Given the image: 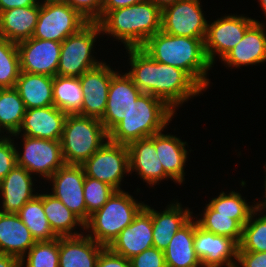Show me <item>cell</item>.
Masks as SVG:
<instances>
[{"instance_id": "49", "label": "cell", "mask_w": 266, "mask_h": 267, "mask_svg": "<svg viewBox=\"0 0 266 267\" xmlns=\"http://www.w3.org/2000/svg\"><path fill=\"white\" fill-rule=\"evenodd\" d=\"M265 171H266V167H265ZM264 186H265V196L264 197L266 199V178H265V185ZM264 201L265 202H260L259 204L254 205L256 212H260L262 209H265L266 208V200H264ZM264 216H266V215H264Z\"/></svg>"}, {"instance_id": "26", "label": "cell", "mask_w": 266, "mask_h": 267, "mask_svg": "<svg viewBox=\"0 0 266 267\" xmlns=\"http://www.w3.org/2000/svg\"><path fill=\"white\" fill-rule=\"evenodd\" d=\"M191 214L178 202L168 205L162 213L152 209L153 247L164 251L175 233L192 218Z\"/></svg>"}, {"instance_id": "35", "label": "cell", "mask_w": 266, "mask_h": 267, "mask_svg": "<svg viewBox=\"0 0 266 267\" xmlns=\"http://www.w3.org/2000/svg\"><path fill=\"white\" fill-rule=\"evenodd\" d=\"M20 71L17 43L0 37V89L15 88Z\"/></svg>"}, {"instance_id": "20", "label": "cell", "mask_w": 266, "mask_h": 267, "mask_svg": "<svg viewBox=\"0 0 266 267\" xmlns=\"http://www.w3.org/2000/svg\"><path fill=\"white\" fill-rule=\"evenodd\" d=\"M129 151V172L136 170L149 185L170 178L164 171L156 152L154 134L127 145Z\"/></svg>"}, {"instance_id": "34", "label": "cell", "mask_w": 266, "mask_h": 267, "mask_svg": "<svg viewBox=\"0 0 266 267\" xmlns=\"http://www.w3.org/2000/svg\"><path fill=\"white\" fill-rule=\"evenodd\" d=\"M26 107L15 88L0 89V128L10 135L19 131Z\"/></svg>"}, {"instance_id": "14", "label": "cell", "mask_w": 266, "mask_h": 267, "mask_svg": "<svg viewBox=\"0 0 266 267\" xmlns=\"http://www.w3.org/2000/svg\"><path fill=\"white\" fill-rule=\"evenodd\" d=\"M20 70L32 74L57 75L61 43L31 37L17 43Z\"/></svg>"}, {"instance_id": "18", "label": "cell", "mask_w": 266, "mask_h": 267, "mask_svg": "<svg viewBox=\"0 0 266 267\" xmlns=\"http://www.w3.org/2000/svg\"><path fill=\"white\" fill-rule=\"evenodd\" d=\"M142 94L132 78L117 72L112 76L103 117L100 119L109 133L128 113L133 102Z\"/></svg>"}, {"instance_id": "39", "label": "cell", "mask_w": 266, "mask_h": 267, "mask_svg": "<svg viewBox=\"0 0 266 267\" xmlns=\"http://www.w3.org/2000/svg\"><path fill=\"white\" fill-rule=\"evenodd\" d=\"M209 205L220 214L225 215H251L255 207L249 206L241 194L230 192L228 195L220 193L217 198H212Z\"/></svg>"}, {"instance_id": "32", "label": "cell", "mask_w": 266, "mask_h": 267, "mask_svg": "<svg viewBox=\"0 0 266 267\" xmlns=\"http://www.w3.org/2000/svg\"><path fill=\"white\" fill-rule=\"evenodd\" d=\"M17 215L31 232L36 242L52 241L58 236L53 232L43 209V194L27 201Z\"/></svg>"}, {"instance_id": "7", "label": "cell", "mask_w": 266, "mask_h": 267, "mask_svg": "<svg viewBox=\"0 0 266 267\" xmlns=\"http://www.w3.org/2000/svg\"><path fill=\"white\" fill-rule=\"evenodd\" d=\"M99 33V24L89 22L79 32L67 37L61 43L57 75L80 77L86 71L100 65L102 62L96 61L91 55L95 38Z\"/></svg>"}, {"instance_id": "1", "label": "cell", "mask_w": 266, "mask_h": 267, "mask_svg": "<svg viewBox=\"0 0 266 267\" xmlns=\"http://www.w3.org/2000/svg\"><path fill=\"white\" fill-rule=\"evenodd\" d=\"M131 71L127 74L142 93L165 101L173 110L204 89L184 70L150 57L141 47L126 48Z\"/></svg>"}, {"instance_id": "24", "label": "cell", "mask_w": 266, "mask_h": 267, "mask_svg": "<svg viewBox=\"0 0 266 267\" xmlns=\"http://www.w3.org/2000/svg\"><path fill=\"white\" fill-rule=\"evenodd\" d=\"M31 174L23 167L16 166L1 180L0 191L3 199V213H17L22 206L33 199Z\"/></svg>"}, {"instance_id": "8", "label": "cell", "mask_w": 266, "mask_h": 267, "mask_svg": "<svg viewBox=\"0 0 266 267\" xmlns=\"http://www.w3.org/2000/svg\"><path fill=\"white\" fill-rule=\"evenodd\" d=\"M89 21L66 2L41 3L33 38L62 43Z\"/></svg>"}, {"instance_id": "38", "label": "cell", "mask_w": 266, "mask_h": 267, "mask_svg": "<svg viewBox=\"0 0 266 267\" xmlns=\"http://www.w3.org/2000/svg\"><path fill=\"white\" fill-rule=\"evenodd\" d=\"M83 190L86 209L89 215L99 210L116 191L110 185L86 175Z\"/></svg>"}, {"instance_id": "33", "label": "cell", "mask_w": 266, "mask_h": 267, "mask_svg": "<svg viewBox=\"0 0 266 267\" xmlns=\"http://www.w3.org/2000/svg\"><path fill=\"white\" fill-rule=\"evenodd\" d=\"M83 92L79 77H53L54 106L67 114H78L82 108Z\"/></svg>"}, {"instance_id": "16", "label": "cell", "mask_w": 266, "mask_h": 267, "mask_svg": "<svg viewBox=\"0 0 266 267\" xmlns=\"http://www.w3.org/2000/svg\"><path fill=\"white\" fill-rule=\"evenodd\" d=\"M238 247L233 239L208 232L194 221V248L202 267L236 266Z\"/></svg>"}, {"instance_id": "29", "label": "cell", "mask_w": 266, "mask_h": 267, "mask_svg": "<svg viewBox=\"0 0 266 267\" xmlns=\"http://www.w3.org/2000/svg\"><path fill=\"white\" fill-rule=\"evenodd\" d=\"M166 267H202L194 248V222L191 218L172 237L164 250Z\"/></svg>"}, {"instance_id": "50", "label": "cell", "mask_w": 266, "mask_h": 267, "mask_svg": "<svg viewBox=\"0 0 266 267\" xmlns=\"http://www.w3.org/2000/svg\"><path fill=\"white\" fill-rule=\"evenodd\" d=\"M260 1V5L264 11V14L266 16V0H259Z\"/></svg>"}, {"instance_id": "46", "label": "cell", "mask_w": 266, "mask_h": 267, "mask_svg": "<svg viewBox=\"0 0 266 267\" xmlns=\"http://www.w3.org/2000/svg\"><path fill=\"white\" fill-rule=\"evenodd\" d=\"M37 0H0L1 11H6L18 7H30L38 3Z\"/></svg>"}, {"instance_id": "45", "label": "cell", "mask_w": 266, "mask_h": 267, "mask_svg": "<svg viewBox=\"0 0 266 267\" xmlns=\"http://www.w3.org/2000/svg\"><path fill=\"white\" fill-rule=\"evenodd\" d=\"M146 0H105L102 7V17L110 10L128 7Z\"/></svg>"}, {"instance_id": "3", "label": "cell", "mask_w": 266, "mask_h": 267, "mask_svg": "<svg viewBox=\"0 0 266 267\" xmlns=\"http://www.w3.org/2000/svg\"><path fill=\"white\" fill-rule=\"evenodd\" d=\"M162 10L146 0L128 7L108 11L97 23L101 33L113 35L125 48L142 47L161 30Z\"/></svg>"}, {"instance_id": "52", "label": "cell", "mask_w": 266, "mask_h": 267, "mask_svg": "<svg viewBox=\"0 0 266 267\" xmlns=\"http://www.w3.org/2000/svg\"><path fill=\"white\" fill-rule=\"evenodd\" d=\"M1 131H2V130H1V128H0V133H1ZM4 138H5V136H4V137L2 136V138H1V136H0V142H1Z\"/></svg>"}, {"instance_id": "6", "label": "cell", "mask_w": 266, "mask_h": 267, "mask_svg": "<svg viewBox=\"0 0 266 267\" xmlns=\"http://www.w3.org/2000/svg\"><path fill=\"white\" fill-rule=\"evenodd\" d=\"M145 206L138 203L128 192L115 191L108 201L96 212L90 215L85 223L88 234L97 243L108 247L118 234L130 225L135 216ZM93 235V236H92Z\"/></svg>"}, {"instance_id": "25", "label": "cell", "mask_w": 266, "mask_h": 267, "mask_svg": "<svg viewBox=\"0 0 266 267\" xmlns=\"http://www.w3.org/2000/svg\"><path fill=\"white\" fill-rule=\"evenodd\" d=\"M40 2L30 7L12 8L1 12L0 37L14 43L30 39L39 17Z\"/></svg>"}, {"instance_id": "42", "label": "cell", "mask_w": 266, "mask_h": 267, "mask_svg": "<svg viewBox=\"0 0 266 267\" xmlns=\"http://www.w3.org/2000/svg\"><path fill=\"white\" fill-rule=\"evenodd\" d=\"M10 137L0 142V182L16 166V147Z\"/></svg>"}, {"instance_id": "2", "label": "cell", "mask_w": 266, "mask_h": 267, "mask_svg": "<svg viewBox=\"0 0 266 267\" xmlns=\"http://www.w3.org/2000/svg\"><path fill=\"white\" fill-rule=\"evenodd\" d=\"M141 48L155 61L184 70L203 89L209 85L206 75L212 65L202 39L169 35L160 30Z\"/></svg>"}, {"instance_id": "15", "label": "cell", "mask_w": 266, "mask_h": 267, "mask_svg": "<svg viewBox=\"0 0 266 267\" xmlns=\"http://www.w3.org/2000/svg\"><path fill=\"white\" fill-rule=\"evenodd\" d=\"M153 247L152 209L145 205L108 248L128 260Z\"/></svg>"}, {"instance_id": "10", "label": "cell", "mask_w": 266, "mask_h": 267, "mask_svg": "<svg viewBox=\"0 0 266 267\" xmlns=\"http://www.w3.org/2000/svg\"><path fill=\"white\" fill-rule=\"evenodd\" d=\"M202 12L199 0H178L162 9L161 31L204 41L208 22Z\"/></svg>"}, {"instance_id": "44", "label": "cell", "mask_w": 266, "mask_h": 267, "mask_svg": "<svg viewBox=\"0 0 266 267\" xmlns=\"http://www.w3.org/2000/svg\"><path fill=\"white\" fill-rule=\"evenodd\" d=\"M237 261L242 267H266V252L237 251Z\"/></svg>"}, {"instance_id": "23", "label": "cell", "mask_w": 266, "mask_h": 267, "mask_svg": "<svg viewBox=\"0 0 266 267\" xmlns=\"http://www.w3.org/2000/svg\"><path fill=\"white\" fill-rule=\"evenodd\" d=\"M262 23L255 21L239 42L223 59L229 67L253 65L266 61V33Z\"/></svg>"}, {"instance_id": "13", "label": "cell", "mask_w": 266, "mask_h": 267, "mask_svg": "<svg viewBox=\"0 0 266 267\" xmlns=\"http://www.w3.org/2000/svg\"><path fill=\"white\" fill-rule=\"evenodd\" d=\"M49 179L53 183L52 195L86 223L90 215L87 213L84 200L85 171L83 166L65 164Z\"/></svg>"}, {"instance_id": "41", "label": "cell", "mask_w": 266, "mask_h": 267, "mask_svg": "<svg viewBox=\"0 0 266 267\" xmlns=\"http://www.w3.org/2000/svg\"><path fill=\"white\" fill-rule=\"evenodd\" d=\"M130 267H166L164 251L155 247L144 250L129 259Z\"/></svg>"}, {"instance_id": "51", "label": "cell", "mask_w": 266, "mask_h": 267, "mask_svg": "<svg viewBox=\"0 0 266 267\" xmlns=\"http://www.w3.org/2000/svg\"><path fill=\"white\" fill-rule=\"evenodd\" d=\"M66 2V0H44V3Z\"/></svg>"}, {"instance_id": "48", "label": "cell", "mask_w": 266, "mask_h": 267, "mask_svg": "<svg viewBox=\"0 0 266 267\" xmlns=\"http://www.w3.org/2000/svg\"><path fill=\"white\" fill-rule=\"evenodd\" d=\"M149 1L153 2L162 10L167 6L174 4L178 0H149Z\"/></svg>"}, {"instance_id": "21", "label": "cell", "mask_w": 266, "mask_h": 267, "mask_svg": "<svg viewBox=\"0 0 266 267\" xmlns=\"http://www.w3.org/2000/svg\"><path fill=\"white\" fill-rule=\"evenodd\" d=\"M36 243L31 232L17 213L0 212V251L16 256L20 267L24 265L27 251Z\"/></svg>"}, {"instance_id": "22", "label": "cell", "mask_w": 266, "mask_h": 267, "mask_svg": "<svg viewBox=\"0 0 266 267\" xmlns=\"http://www.w3.org/2000/svg\"><path fill=\"white\" fill-rule=\"evenodd\" d=\"M104 248L88 235L59 237V267H96Z\"/></svg>"}, {"instance_id": "40", "label": "cell", "mask_w": 266, "mask_h": 267, "mask_svg": "<svg viewBox=\"0 0 266 267\" xmlns=\"http://www.w3.org/2000/svg\"><path fill=\"white\" fill-rule=\"evenodd\" d=\"M105 0H66L89 22H98L102 18V7Z\"/></svg>"}, {"instance_id": "17", "label": "cell", "mask_w": 266, "mask_h": 267, "mask_svg": "<svg viewBox=\"0 0 266 267\" xmlns=\"http://www.w3.org/2000/svg\"><path fill=\"white\" fill-rule=\"evenodd\" d=\"M115 73L103 62L79 77L84 97L82 108L78 115L97 119L103 117L108 99L109 85Z\"/></svg>"}, {"instance_id": "12", "label": "cell", "mask_w": 266, "mask_h": 267, "mask_svg": "<svg viewBox=\"0 0 266 267\" xmlns=\"http://www.w3.org/2000/svg\"><path fill=\"white\" fill-rule=\"evenodd\" d=\"M256 20L244 16L228 15L207 24L204 50L211 65L216 54L223 59L239 42Z\"/></svg>"}, {"instance_id": "37", "label": "cell", "mask_w": 266, "mask_h": 267, "mask_svg": "<svg viewBox=\"0 0 266 267\" xmlns=\"http://www.w3.org/2000/svg\"><path fill=\"white\" fill-rule=\"evenodd\" d=\"M26 267H59V237L36 242L27 252Z\"/></svg>"}, {"instance_id": "4", "label": "cell", "mask_w": 266, "mask_h": 267, "mask_svg": "<svg viewBox=\"0 0 266 267\" xmlns=\"http://www.w3.org/2000/svg\"><path fill=\"white\" fill-rule=\"evenodd\" d=\"M174 113L175 110L162 99L142 93L127 115L108 133V139L116 144L128 145L151 137L164 130Z\"/></svg>"}, {"instance_id": "47", "label": "cell", "mask_w": 266, "mask_h": 267, "mask_svg": "<svg viewBox=\"0 0 266 267\" xmlns=\"http://www.w3.org/2000/svg\"><path fill=\"white\" fill-rule=\"evenodd\" d=\"M0 267H20V260L16 256L0 255Z\"/></svg>"}, {"instance_id": "36", "label": "cell", "mask_w": 266, "mask_h": 267, "mask_svg": "<svg viewBox=\"0 0 266 267\" xmlns=\"http://www.w3.org/2000/svg\"><path fill=\"white\" fill-rule=\"evenodd\" d=\"M254 214L257 215L255 210L243 226L242 239L237 251L266 252V216H259L254 220Z\"/></svg>"}, {"instance_id": "5", "label": "cell", "mask_w": 266, "mask_h": 267, "mask_svg": "<svg viewBox=\"0 0 266 267\" xmlns=\"http://www.w3.org/2000/svg\"><path fill=\"white\" fill-rule=\"evenodd\" d=\"M108 138L100 119L68 114L60 139L65 164L82 165Z\"/></svg>"}, {"instance_id": "27", "label": "cell", "mask_w": 266, "mask_h": 267, "mask_svg": "<svg viewBox=\"0 0 266 267\" xmlns=\"http://www.w3.org/2000/svg\"><path fill=\"white\" fill-rule=\"evenodd\" d=\"M154 144L165 173L176 183L181 184L188 154L184 147L186 142L173 135H165L161 131L154 134Z\"/></svg>"}, {"instance_id": "19", "label": "cell", "mask_w": 266, "mask_h": 267, "mask_svg": "<svg viewBox=\"0 0 266 267\" xmlns=\"http://www.w3.org/2000/svg\"><path fill=\"white\" fill-rule=\"evenodd\" d=\"M67 115L54 105L26 109L19 131L12 135L17 136L23 130L28 137L60 140Z\"/></svg>"}, {"instance_id": "28", "label": "cell", "mask_w": 266, "mask_h": 267, "mask_svg": "<svg viewBox=\"0 0 266 267\" xmlns=\"http://www.w3.org/2000/svg\"><path fill=\"white\" fill-rule=\"evenodd\" d=\"M15 89L26 109L53 106V77L20 71Z\"/></svg>"}, {"instance_id": "11", "label": "cell", "mask_w": 266, "mask_h": 267, "mask_svg": "<svg viewBox=\"0 0 266 267\" xmlns=\"http://www.w3.org/2000/svg\"><path fill=\"white\" fill-rule=\"evenodd\" d=\"M23 136L24 151L23 155L17 151V165L25 168L30 174L36 172L49 180L65 165L60 140Z\"/></svg>"}, {"instance_id": "43", "label": "cell", "mask_w": 266, "mask_h": 267, "mask_svg": "<svg viewBox=\"0 0 266 267\" xmlns=\"http://www.w3.org/2000/svg\"><path fill=\"white\" fill-rule=\"evenodd\" d=\"M96 267H130V262L127 258L105 247L98 256Z\"/></svg>"}, {"instance_id": "30", "label": "cell", "mask_w": 266, "mask_h": 267, "mask_svg": "<svg viewBox=\"0 0 266 267\" xmlns=\"http://www.w3.org/2000/svg\"><path fill=\"white\" fill-rule=\"evenodd\" d=\"M197 225L202 229L233 239L238 245L242 239L243 226L251 215H225L215 211L209 204Z\"/></svg>"}, {"instance_id": "9", "label": "cell", "mask_w": 266, "mask_h": 267, "mask_svg": "<svg viewBox=\"0 0 266 267\" xmlns=\"http://www.w3.org/2000/svg\"><path fill=\"white\" fill-rule=\"evenodd\" d=\"M82 166L86 176L104 182L119 191L123 175L129 173L128 147L107 140Z\"/></svg>"}, {"instance_id": "31", "label": "cell", "mask_w": 266, "mask_h": 267, "mask_svg": "<svg viewBox=\"0 0 266 267\" xmlns=\"http://www.w3.org/2000/svg\"><path fill=\"white\" fill-rule=\"evenodd\" d=\"M43 209L53 232L58 237L81 235L71 232L77 225L85 229V223L51 193L43 194Z\"/></svg>"}]
</instances>
